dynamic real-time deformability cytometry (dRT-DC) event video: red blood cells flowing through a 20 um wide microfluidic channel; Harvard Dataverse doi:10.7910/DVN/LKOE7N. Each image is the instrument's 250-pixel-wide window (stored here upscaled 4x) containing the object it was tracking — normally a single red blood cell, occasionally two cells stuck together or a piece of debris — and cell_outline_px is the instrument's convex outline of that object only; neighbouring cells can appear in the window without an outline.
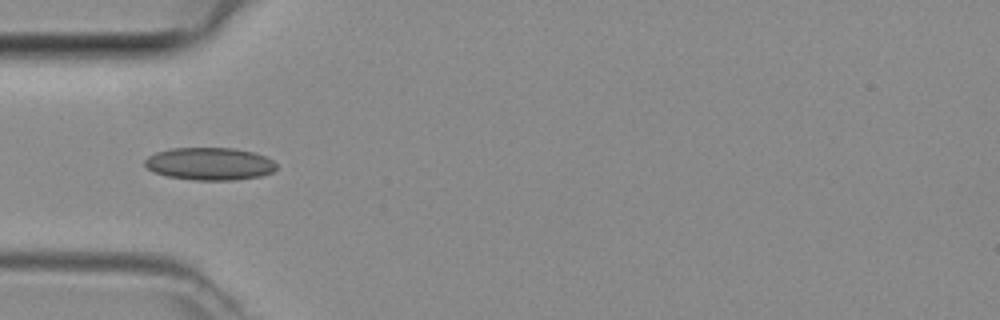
{"species": "common noctule bat (a hibernating species)", "species_latin": "Nyctalus noctula", "temperature_condition": "room temperature", "stored_images_in_passage": 3, "camera_frame_rate_fps": 3000, "um_per_image_px": 0.085, "animal": {"sex": "female", "body_mass_g": 29.2, "forearm_length_mm": 56.3}, "frame": {"image": 1, "passage_image": 3, "time_ms": 0.667, "image_size_px": [1000, 320], "cell_outline_px": [[276, 168], [272, 172], [260, 176], [232, 180], [192, 180], [168, 176], [156, 172], [148, 168], [144, 164], [144, 160], [148, 156], [156, 152], [172, 148], [232, 148], [252, 152], [264, 156], [272, 160], [276, 164]], "centroid_in_image_um": [17.81, 13.92], "position_along_channel_um": 67.2, "area_um2": 24.8}}